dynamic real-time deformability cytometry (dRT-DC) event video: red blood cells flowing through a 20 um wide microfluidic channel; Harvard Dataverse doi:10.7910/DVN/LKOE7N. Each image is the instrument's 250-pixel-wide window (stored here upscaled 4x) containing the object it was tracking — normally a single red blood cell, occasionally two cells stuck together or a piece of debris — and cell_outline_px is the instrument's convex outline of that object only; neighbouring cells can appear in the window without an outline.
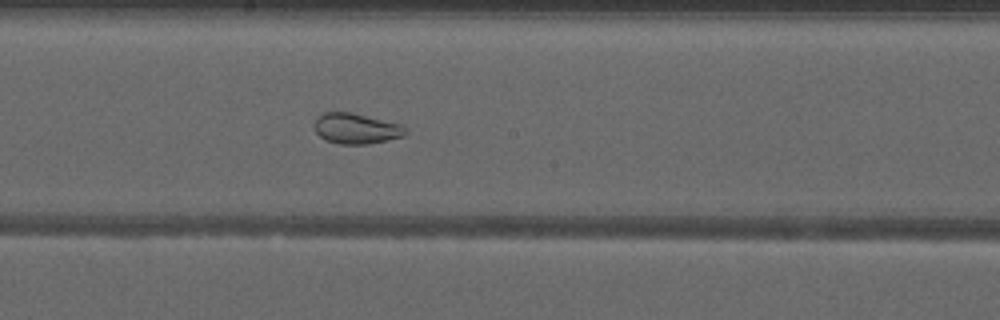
{"species": "common noctule bat (a hibernating species)", "species_latin": "Nyctalus noctula", "temperature_condition": "warm", "stored_images_in_passage": 51, "camera_frame_rate_fps": 3000, "um_per_image_px": 0.085, "animal": {"sex": "male", "forearm_length_mm": 52.5}, "frame": {"image": 1, "passage_image": 29, "time_ms": 9.333, "image_size_px": [1000, 320], "cell_outline_px": [[408, 132], [404, 136], [368, 144], [340, 144], [324, 140], [316, 132], [316, 116], [324, 112], [348, 112], [400, 124], [408, 128]], "centroid_in_image_um": [30.28, 10.93], "position_along_channel_um": 217.9, "area_um2": 16.07}}
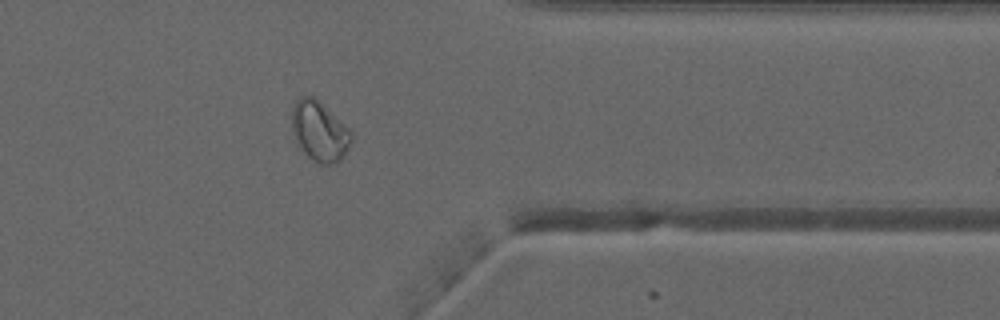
{"frame": {"image": 2, "passage_image": 42, "time_ms": 13.667, "image_size_px": [1000, 320], "cell_outline_px": [[352, 140], [340, 160], [332, 164], [320, 164], [312, 160], [304, 152], [296, 140], [292, 132], [292, 108], [296, 100], [300, 96], [312, 96], [320, 100], [352, 132]], "centroid_in_image_um": [27.14, 11.13], "position_along_channel_um": 384.3, "area_um2": 20.69}}
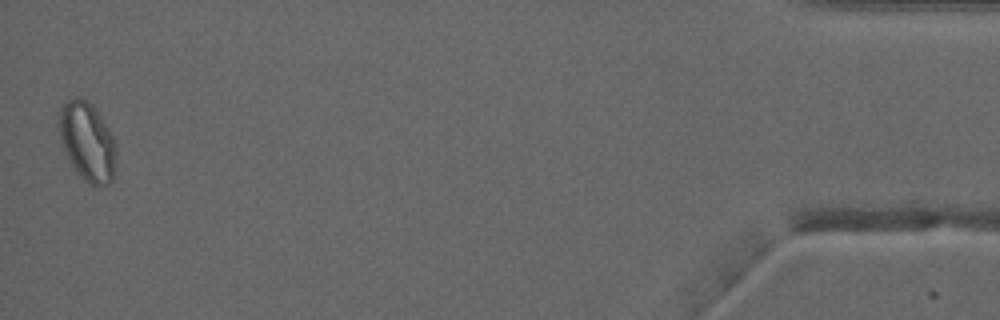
{"frame": {"image": 3, "passage_image": 51, "time_ms": 16.667, "image_size_px": [1000, 320], "cell_outline_px": [[116, 152], [112, 180], [108, 184], [92, 184], [84, 180], [76, 172], [68, 160], [64, 152], [60, 140], [56, 124], [60, 108], [68, 100], [76, 96], [80, 96], [92, 104], [108, 128], [116, 144]], "centroid_in_image_um": [7.37, 12.0], "position_along_channel_um": 427.8, "area_um2": 26.41}, "authors_computed_cell_mechanics": {"area_um2": 23.1778, "velocity_mm_per_s": 4.0393, "shape_relaxation_time_tau1_ms": null, "shape_relaxation_time_tau2_ms": 1.2419, "deformation_change_tau1": null, "deformation_change_tau2": 0.0549}}